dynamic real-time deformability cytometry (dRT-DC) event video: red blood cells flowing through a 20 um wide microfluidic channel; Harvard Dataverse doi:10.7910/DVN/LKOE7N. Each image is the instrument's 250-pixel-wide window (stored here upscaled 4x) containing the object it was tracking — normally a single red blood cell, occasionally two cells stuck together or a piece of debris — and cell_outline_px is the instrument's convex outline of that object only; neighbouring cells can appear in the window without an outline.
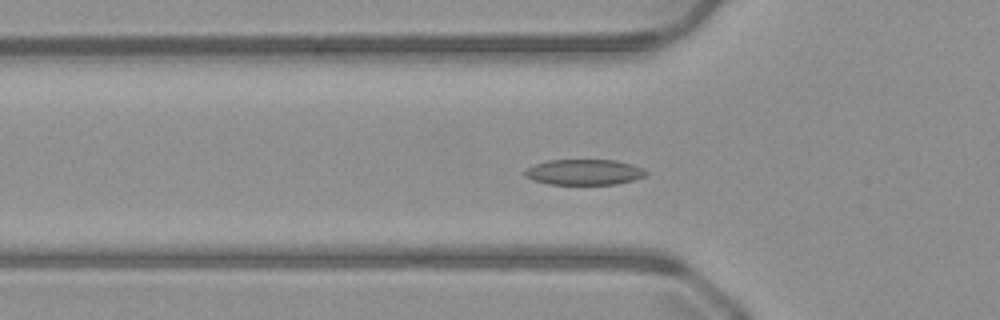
{"species": "common noctule bat (a hibernating species)", "species_latin": "Nyctalus noctula", "temperature_condition": "warm", "stored_images_in_passage": 38, "camera_frame_rate_fps": 3000, "um_per_image_px": 0.085, "animal": {"sex": "male", "body_mass_g": 23.1, "forearm_length_mm": 52.7}, "frame": {"image": 1, "passage_image": 4, "time_ms": 1.0, "image_size_px": [1000, 320], "cell_outline_px": [[648, 172], [644, 176], [632, 180], [616, 184], [548, 184], [532, 180], [524, 176], [524, 172], [528, 168], [536, 164], [548, 160], [616, 160], [632, 164], [644, 168]], "centroid_in_image_um": [49.66, 14.63], "position_along_channel_um": 76.1, "area_um2": 18.03}}
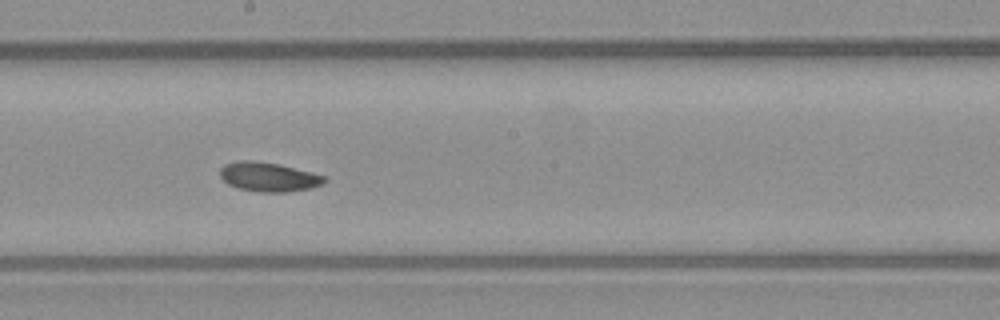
{"frame": {"image": 2, "passage_image": 15, "time_ms": 4.667, "image_size_px": [1000, 320], "cell_outline_px": [[328, 180], [324, 184], [312, 188], [284, 192], [260, 192], [240, 188], [228, 184], [220, 176], [220, 168], [224, 164], [240, 160], [252, 160], [276, 164], [312, 172], [324, 176]], "centroid_in_image_um": [22.84, 15.04], "position_along_channel_um": 225.4, "area_um2": 17.69}}
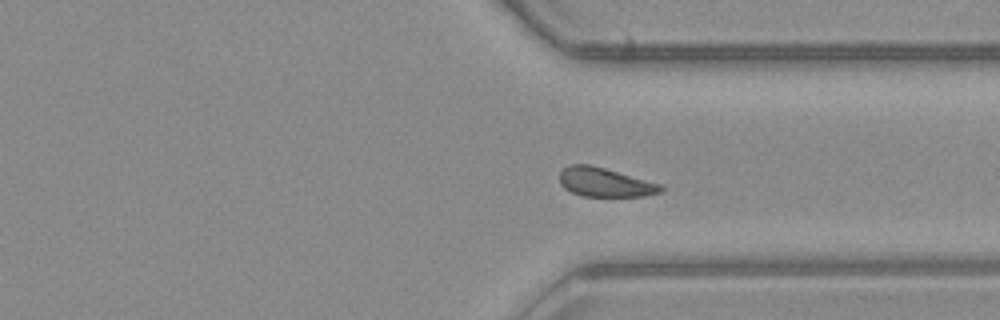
{"frame": {"image": 3, "passage_image": 25, "time_ms": 8.0, "image_size_px": [1000, 320], "cell_outline_px": [[664, 192], [644, 196], [580, 196], [564, 188], [560, 184], [560, 172], [568, 164], [588, 164], [604, 168], [660, 184], [664, 188]], "centroid_in_image_um": [51.4, 15.5], "position_along_channel_um": 360.0, "area_um2": 17.05}, "authors_computed_cell_mechanics": {"area_um2": 17.7446, "velocity_mm_per_s": 4.0371, "shape_relaxation_time_tau1_ms": 2.1777, "shape_relaxation_time_tau2_ms": null, "deformation_change_tau1": 0.0807, "deformation_change_tau2": null}}